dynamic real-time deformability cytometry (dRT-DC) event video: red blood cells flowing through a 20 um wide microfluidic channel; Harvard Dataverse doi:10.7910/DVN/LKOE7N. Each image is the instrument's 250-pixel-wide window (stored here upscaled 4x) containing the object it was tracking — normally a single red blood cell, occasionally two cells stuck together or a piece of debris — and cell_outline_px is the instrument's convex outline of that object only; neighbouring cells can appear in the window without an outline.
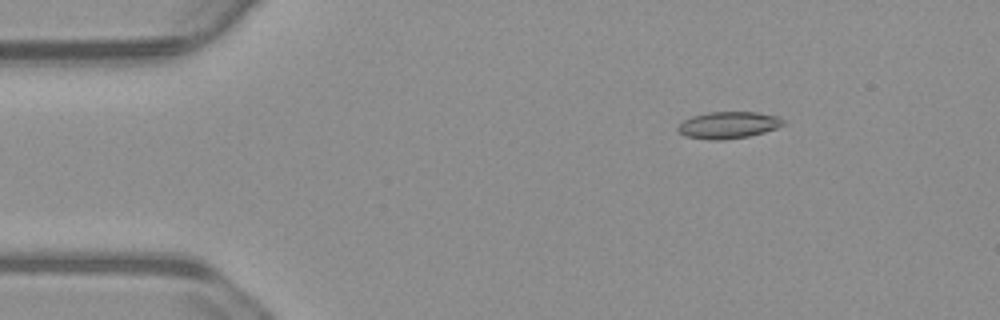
{"species": "common noctule bat (a hibernating species)", "species_latin": "Nyctalus noctula", "temperature_condition": "warm", "stored_images_in_passage": 55, "camera_frame_rate_fps": 3000, "um_per_image_px": 0.085, "animal": {"sex": "male", "body_mass_g": 23.1, "forearm_length_mm": 52.7}, "frame": {"image": 1, "passage_image": 8, "time_ms": 2.333, "image_size_px": [1000, 320], "cell_outline_px": [[784, 124], [776, 128], [764, 132], [748, 136], [724, 140], [708, 140], [684, 136], [676, 128], [684, 120], [692, 116], [708, 112], [756, 112], [776, 116], [784, 120]], "centroid_in_image_um": [61.88, 10.63], "position_along_channel_um": 23.1, "area_um2": 16.42}}
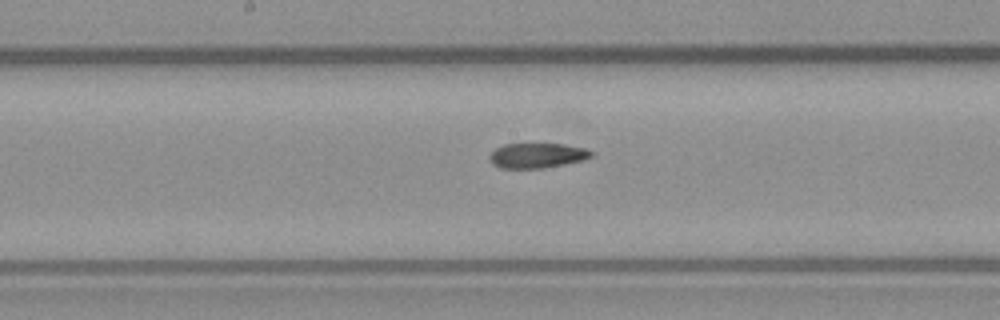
{"frame": {"image": 2, "passage_image": 28, "time_ms": 9.0, "image_size_px": [1000, 320], "cell_outline_px": [[596, 152], [592, 156], [584, 160], [544, 168], [500, 168], [492, 164], [488, 156], [496, 148], [504, 144], [564, 144], [584, 148]], "centroid_in_image_um": [45.67, 13.22], "position_along_channel_um": 202.5, "area_um2": 14.85}}
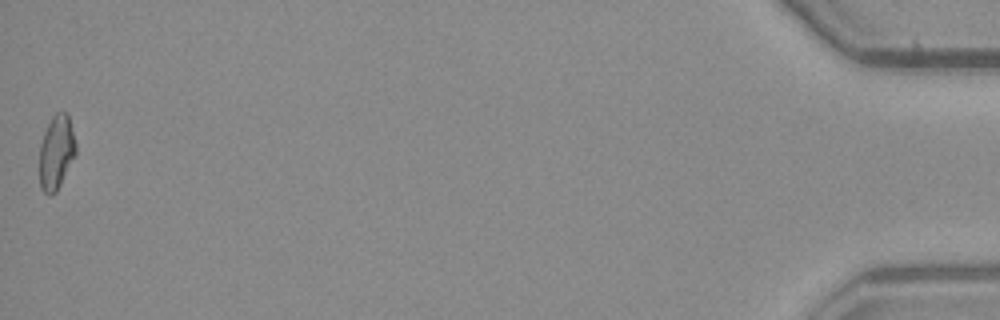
{"frame": {"image": 3, "passage_image": 55, "time_ms": 18.0, "image_size_px": [1000, 320], "cell_outline_px": [[76, 152], [56, 192], [52, 196], [48, 196], [40, 188], [40, 144], [44, 132], [52, 116], [56, 112], [68, 112], [76, 144]], "centroid_in_image_um": [4.78, 12.94], "position_along_channel_um": 430.4, "area_um2": 15.66}, "authors_computed_cell_mechanics": {"area_um2": 15.7794, "velocity_mm_per_s": 3.7378, "shape_relaxation_time_tau1_ms": null, "shape_relaxation_time_tau2_ms": 4.5871, "deformation_change_tau1": null, "deformation_change_tau2": 0.1193}}